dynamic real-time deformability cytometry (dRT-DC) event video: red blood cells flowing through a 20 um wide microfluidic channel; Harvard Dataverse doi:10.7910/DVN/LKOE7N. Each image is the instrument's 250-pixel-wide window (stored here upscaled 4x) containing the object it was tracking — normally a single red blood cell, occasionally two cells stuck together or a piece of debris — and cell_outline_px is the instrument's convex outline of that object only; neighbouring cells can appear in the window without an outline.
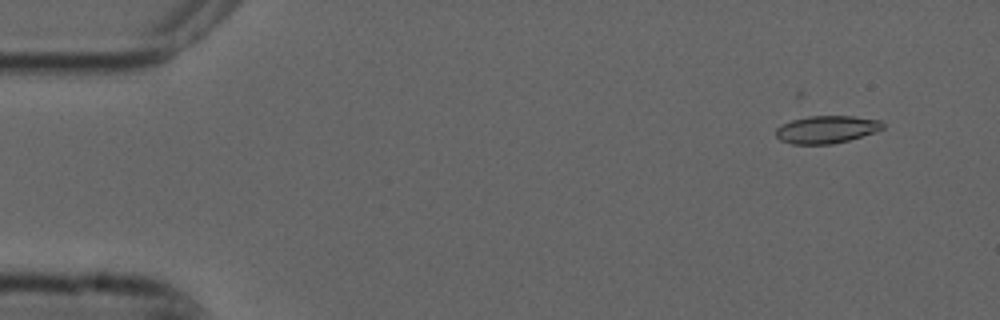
{"species": "common noctule bat (a hibernating species)", "species_latin": "Nyctalus noctula", "temperature_condition": "cold", "stored_images_in_passage": 4, "camera_frame_rate_fps": 3000, "um_per_image_px": 0.085, "animal": {"sex": "male", "forearm_length_mm": 52.5}, "frame": {"image": 1, "passage_image": 2, "time_ms": 0.333, "image_size_px": [1000, 320], "cell_outline_px": [[884, 128], [876, 132], [848, 140], [832, 144], [792, 144], [780, 140], [776, 136], [776, 128], [792, 120], [808, 116], [852, 116], [880, 120], [884, 124]], "centroid_in_image_um": [70.27, 11.0], "position_along_channel_um": 14.7, "area_um2": 17.11}}